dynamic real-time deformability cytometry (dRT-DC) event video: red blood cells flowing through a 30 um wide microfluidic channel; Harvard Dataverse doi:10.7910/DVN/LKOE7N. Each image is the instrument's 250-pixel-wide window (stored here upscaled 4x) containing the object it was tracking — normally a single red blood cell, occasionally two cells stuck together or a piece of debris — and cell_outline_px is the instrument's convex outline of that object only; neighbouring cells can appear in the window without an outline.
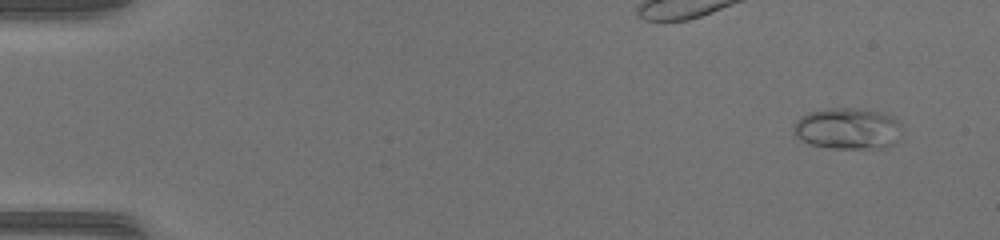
{"species": "common noctule bat (a hibernating species)", "species_latin": "Nyctalus noctula", "temperature_condition": "warm", "stored_images_in_passage": 22, "camera_frame_rate_fps": 3000, "um_per_image_px": 0.085, "animal": {"sex": "female", "body_mass_g": 17.0, "forearm_length_mm": 48.0}, "frame": {"image": 1, "passage_image": 1, "time_ms": 0.0, "image_size_px": [1000, 240], "cell_outline_px": [[900, 124], [892, 144], [884, 148], [828, 148], [812, 144], [800, 140], [792, 132], [792, 128], [796, 120], [800, 116], [808, 112], [828, 108], [852, 108], [880, 112], [896, 120]], "centroid_in_image_um": [71.93, 10.93], "position_along_channel_um": 13.1, "area_um2": 25.72}}
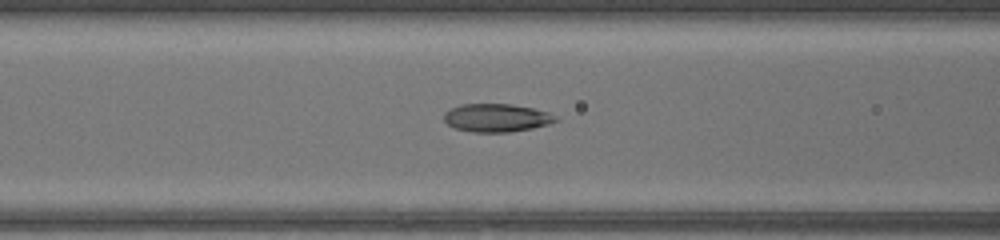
{"frame": {"image": 2, "passage_image": 19, "time_ms": 6.0, "image_size_px": [1000, 240], "cell_outline_px": [[560, 120], [548, 124], [532, 128], [508, 132], [472, 132], [452, 128], [444, 120], [444, 112], [460, 104], [512, 104], [532, 108], [548, 112], [556, 116]], "centroid_in_image_um": [42.19, 10.01], "position_along_channel_um": 124.4, "area_um2": 18.38}}
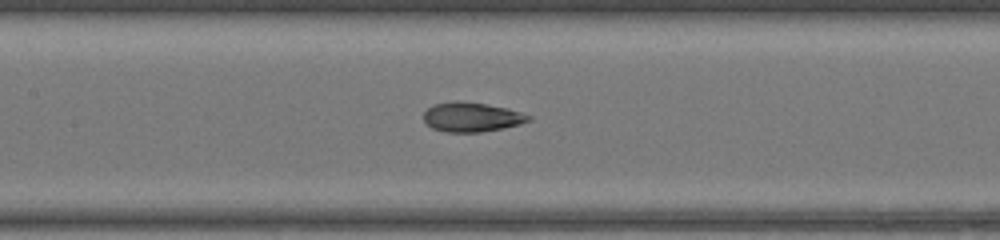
{"frame": {"image": 3, "passage_image": 22, "time_ms": 7.0, "image_size_px": [1000, 240], "cell_outline_px": [[532, 120], [520, 124], [504, 128], [480, 132], [444, 132], [432, 128], [424, 120], [424, 112], [432, 104], [456, 100], [460, 100], [508, 108], [532, 116]], "centroid_in_image_um": [40.09, 9.94], "position_along_channel_um": 167.3, "area_um2": 18.15}}